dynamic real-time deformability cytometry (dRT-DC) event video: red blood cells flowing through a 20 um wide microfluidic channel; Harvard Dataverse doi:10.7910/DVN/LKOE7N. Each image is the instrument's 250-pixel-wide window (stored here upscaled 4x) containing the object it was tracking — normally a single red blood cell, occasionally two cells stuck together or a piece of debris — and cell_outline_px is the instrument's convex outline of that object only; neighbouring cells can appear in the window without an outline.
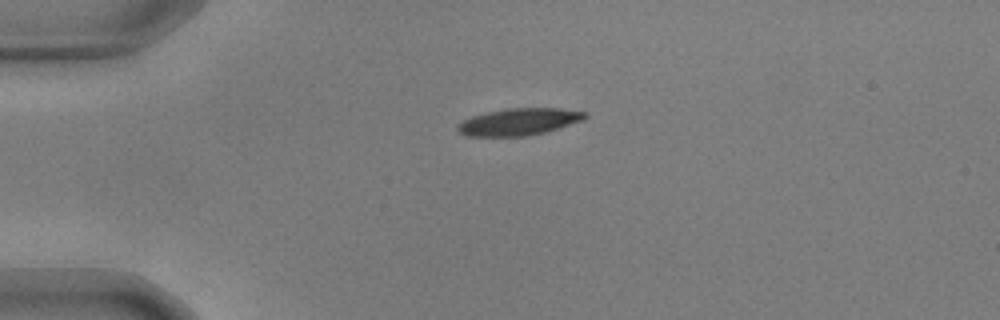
{"species": "common noctule bat (a hibernating species)", "species_latin": "Nyctalus noctula", "temperature_condition": "warm", "stored_images_in_passage": 43, "camera_frame_rate_fps": 3000, "um_per_image_px": 0.085, "animal": {"sex": "male", "body_mass_g": 17.9, "forearm_length_mm": 54.2}, "frame": {"image": 1, "passage_image": 1, "time_ms": 0.0, "image_size_px": [1000, 320], "cell_outline_px": [[588, 116], [584, 120], [544, 132], [524, 136], [464, 136], [456, 128], [464, 120], [472, 116], [488, 112], [508, 108], [560, 108], [588, 112]], "centroid_in_image_um": [44.15, 10.34], "position_along_channel_um": 40.9, "area_um2": 19.88}}
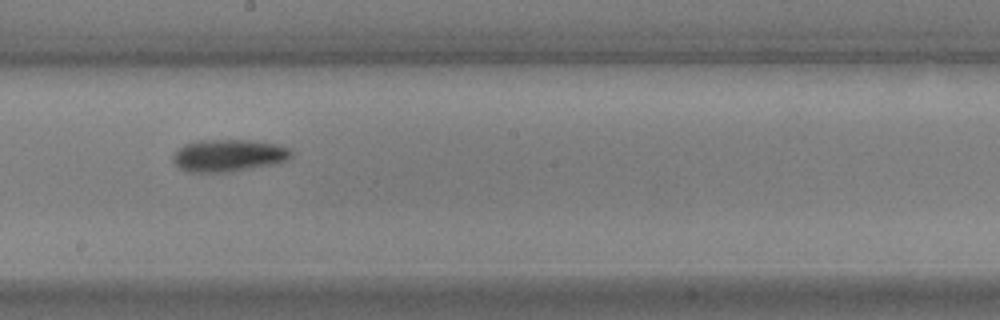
{"frame": {"image": 2, "passage_image": 19, "time_ms": 6.0, "image_size_px": [1000, 320], "cell_outline_px": [[292, 156], [288, 160], [276, 164], [228, 172], [188, 172], [180, 168], [172, 160], [172, 156], [184, 144], [196, 140], [248, 140], [276, 144], [292, 148]], "centroid_in_image_um": [19.46, 13.21], "position_along_channel_um": 228.7, "area_um2": 22.37}}
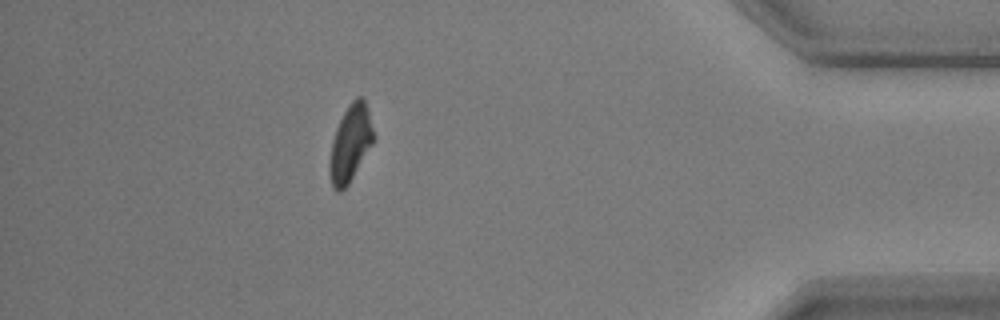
{"frame": {"image": 3, "passage_image": 37, "time_ms": 12.0, "image_size_px": [1000, 320], "cell_outline_px": [[376, 136], [372, 144], [348, 184], [340, 192], [336, 192], [332, 188], [328, 172], [328, 164], [332, 140], [336, 128], [348, 104], [356, 96], [360, 96], [364, 100]], "centroid_in_image_um": [29.76, 12.21], "position_along_channel_um": 405.4, "area_um2": 19.65}, "authors_computed_cell_mechanics": {"area_um2": 20.4612, "velocity_mm_per_s": 3.6443, "shape_relaxation_time_tau1_ms": 3.4356, "shape_relaxation_time_tau2_ms": null, "deformation_change_tau1": 0.1478, "deformation_change_tau2": null}}